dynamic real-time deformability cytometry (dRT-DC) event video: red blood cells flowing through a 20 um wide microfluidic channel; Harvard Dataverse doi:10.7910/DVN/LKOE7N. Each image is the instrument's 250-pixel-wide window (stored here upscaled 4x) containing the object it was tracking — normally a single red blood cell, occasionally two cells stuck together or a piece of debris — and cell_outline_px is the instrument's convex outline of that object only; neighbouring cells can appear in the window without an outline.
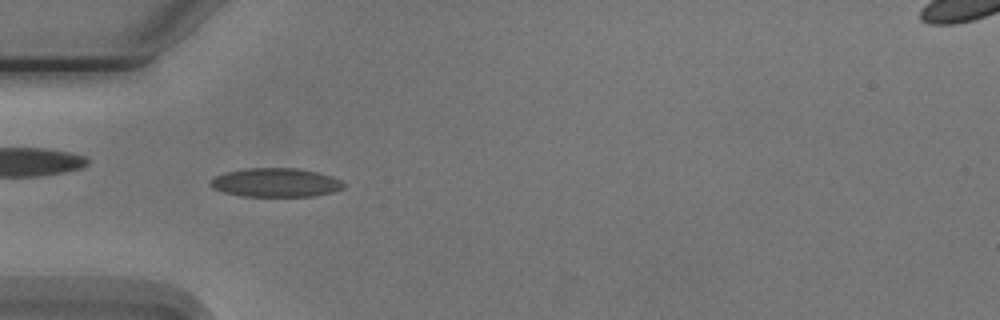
{"species": "Egyptian fruit bat (a non-hibernating species)", "species_latin": "Rousettus aegyptiacus", "temperature_condition": "cold", "stored_images_in_passage": 4, "camera_frame_rate_fps": 3000, "um_per_image_px": 0.085, "animal": {"sex": "male"}, "frame": {"image": 1, "passage_image": 3, "time_ms": 2.333, "image_size_px": [1000, 320], "cell_outline_px": [[344, 188], [332, 192], [312, 196], [240, 196], [224, 192], [212, 188], [208, 184], [208, 180], [224, 172], [244, 168], [296, 168], [316, 172], [332, 176], [340, 180], [344, 184]], "centroid_in_image_um": [23.38, 15.51], "position_along_channel_um": 61.6, "area_um2": 22.48}}